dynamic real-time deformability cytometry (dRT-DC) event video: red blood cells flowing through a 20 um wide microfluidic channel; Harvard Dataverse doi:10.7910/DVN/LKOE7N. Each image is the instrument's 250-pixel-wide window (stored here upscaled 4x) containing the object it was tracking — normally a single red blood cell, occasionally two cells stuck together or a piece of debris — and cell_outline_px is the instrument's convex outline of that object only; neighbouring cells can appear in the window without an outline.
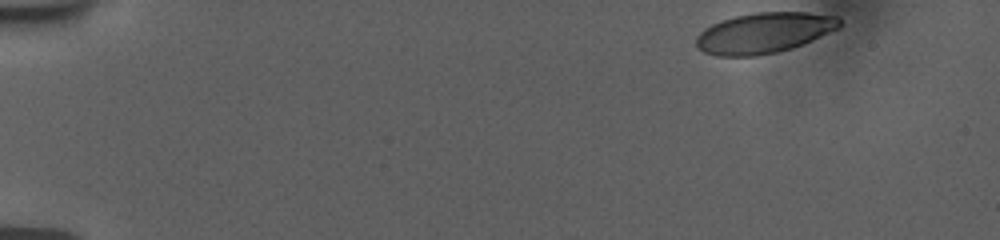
{"species": "human", "species_latin": "Homo sapiens", "temperature_condition": "room temperature", "stored_images_in_passage": 46, "camera_frame_rate_fps": 3000, "um_per_image_px": 0.085, "donor": {"sex": "female"}, "frame": {"image": 1, "passage_image": 1, "time_ms": 0.0, "image_size_px": [1000, 240], "cell_outline_px": [[840, 28], [812, 40], [792, 48], [776, 52], [756, 56], [716, 56], [704, 52], [696, 44], [696, 36], [704, 28], [712, 24], [736, 16], [756, 12], [808, 12], [836, 16], [840, 20]], "centroid_in_image_um": [64.95, 2.79], "position_along_channel_um": 20.1, "area_um2": 33.76}}
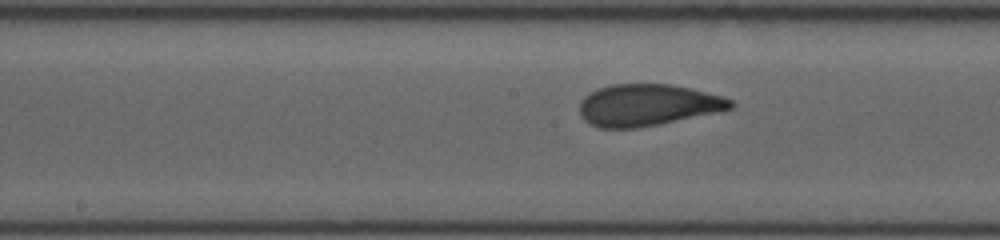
{"frame": {"image": 2, "passage_image": 25, "time_ms": 8.0, "image_size_px": [1000, 240], "cell_outline_px": [[736, 104], [732, 108], [720, 112], [660, 124], [636, 128], [600, 128], [588, 124], [580, 116], [580, 100], [588, 92], [596, 88], [612, 84], [672, 84], [692, 88], [724, 96], [732, 100]], "centroid_in_image_um": [55.05, 8.92], "position_along_channel_um": 193.1, "area_um2": 37.34}}
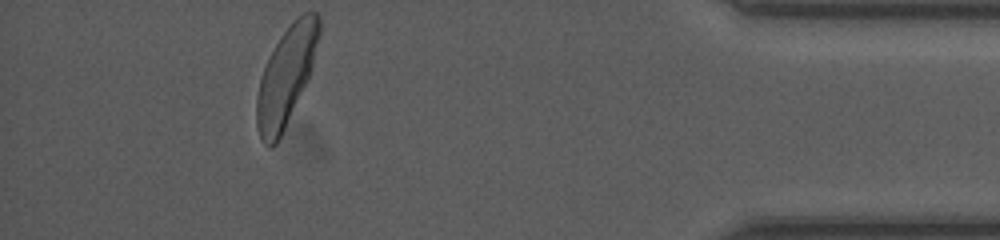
{"frame": {"image": 3, "passage_image": 46, "time_ms": 15.0, "image_size_px": [1000, 240], "cell_outline_px": [[320, 32], [312, 68], [308, 80], [276, 144], [272, 148], [268, 148], [264, 144], [260, 136], [256, 124], [256, 96], [260, 80], [264, 68], [280, 36], [304, 12], [316, 12], [320, 16]], "centroid_in_image_um": [24.32, 6.5], "position_along_channel_um": 410.9, "area_um2": 35.14}, "authors_computed_cell_mechanics": {"area_um2": 36.6163, "velocity_mm_per_s": 3.7488, "shape_relaxation_time_tau1_ms": 3.4232, "shape_relaxation_time_tau2_ms": null, "deformation_change_tau1": 0.1564, "deformation_change_tau2": null}}